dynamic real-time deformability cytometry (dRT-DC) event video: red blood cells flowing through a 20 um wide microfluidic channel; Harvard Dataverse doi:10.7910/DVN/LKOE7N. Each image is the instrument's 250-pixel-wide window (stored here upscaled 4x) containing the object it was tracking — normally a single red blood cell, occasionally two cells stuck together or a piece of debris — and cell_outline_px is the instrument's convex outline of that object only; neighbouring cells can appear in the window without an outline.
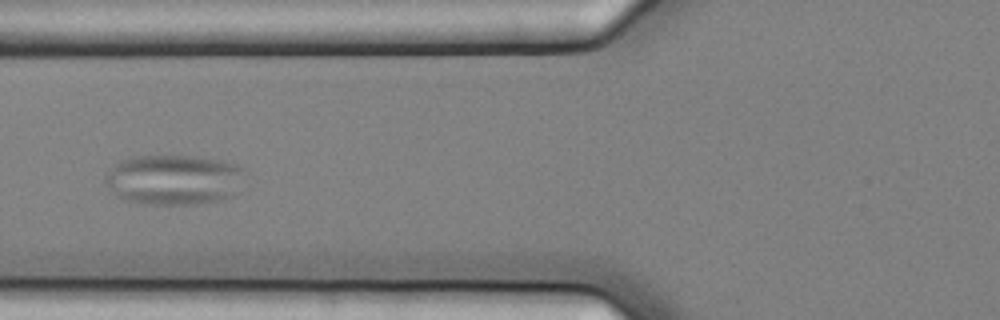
{"species": "common noctule bat (a hibernating species)", "species_latin": "Nyctalus noctula", "temperature_condition": "cold", "stored_images_in_passage": 8, "camera_frame_rate_fps": 3000, "um_per_image_px": 0.085, "animal": {"sex": "female", "body_mass_g": 25.1}, "frame": {"image": 1, "passage_image": 8, "time_ms": 2.333, "image_size_px": [1000, 320], "cell_outline_px": [[244, 168], [232, 196], [216, 200], [196, 204], [148, 204], [124, 200], [104, 180], [108, 172], [120, 160], [132, 156], [196, 156], [220, 160], [236, 164]], "centroid_in_image_um": [14.75, 15.25], "position_along_channel_um": 111.0, "area_um2": 40.06}}